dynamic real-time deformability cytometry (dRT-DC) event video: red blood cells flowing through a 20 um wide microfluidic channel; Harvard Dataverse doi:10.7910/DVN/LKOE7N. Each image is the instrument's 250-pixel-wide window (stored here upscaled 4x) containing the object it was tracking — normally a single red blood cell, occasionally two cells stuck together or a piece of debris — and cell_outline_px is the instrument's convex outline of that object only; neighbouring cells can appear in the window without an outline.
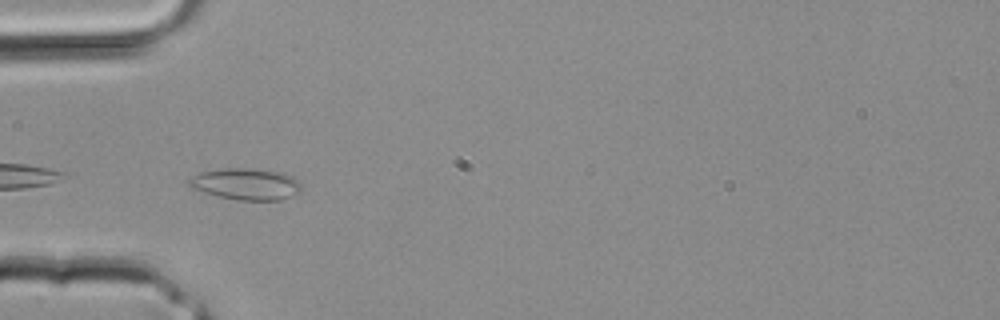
{"species": "common noctule bat (a hibernating species)", "species_latin": "Nyctalus noctula", "temperature_condition": "room temperature", "stored_images_in_passage": 3, "camera_frame_rate_fps": 3000, "um_per_image_px": 0.085, "animal": {"sex": "male", "body_mass_g": 20.4}, "frame": {"image": 1, "passage_image": 3, "time_ms": 0.667, "image_size_px": [1000, 320], "cell_outline_px": [[300, 192], [280, 200], [240, 200], [216, 196], [188, 188], [188, 180], [192, 176], [200, 172], [220, 168], [252, 168], [284, 172], [292, 176], [300, 184]], "centroid_in_image_um": [20.85, 15.63], "position_along_channel_um": 64.1, "area_um2": 20.92}}